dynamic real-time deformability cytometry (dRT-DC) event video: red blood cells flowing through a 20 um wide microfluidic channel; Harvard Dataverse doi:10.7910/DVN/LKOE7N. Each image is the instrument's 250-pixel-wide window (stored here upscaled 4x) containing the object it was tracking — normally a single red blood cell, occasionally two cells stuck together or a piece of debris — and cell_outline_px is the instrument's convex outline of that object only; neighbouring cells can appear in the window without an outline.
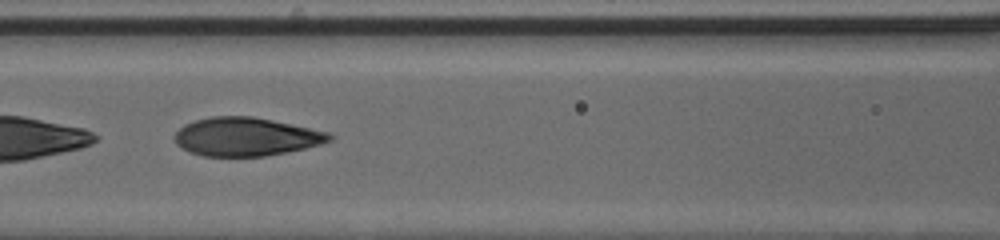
{"species": "human", "species_latin": "Homo sapiens", "temperature_condition": "cold", "stored_images_in_passage": 54, "segment_of_instrument_passage": [2, 2], "camera_frame_rate_fps": 3000, "um_per_image_px": 0.085, "donor": {"sex": "male"}, "frame": {"image": 1, "passage_image": 27, "time_ms": 8.667, "image_size_px": [1000, 240], "cell_outline_px": [[336, 136], [332, 140], [320, 144], [288, 152], [264, 156], [204, 156], [192, 152], [176, 144], [176, 132], [184, 124], [196, 120], [212, 116], [252, 116], [272, 120], [328, 132]], "centroid_in_image_um": [20.94, 11.62], "position_along_channel_um": 145.7, "area_um2": 34.39}}
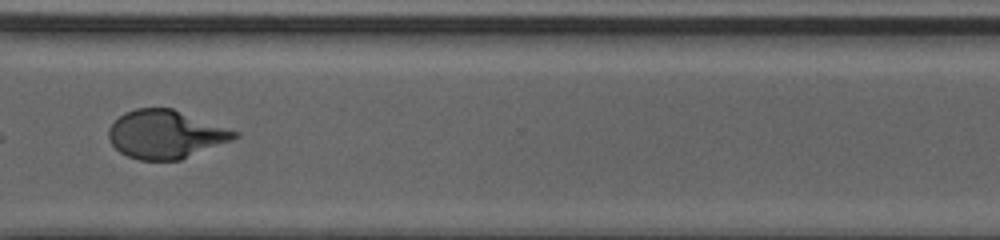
{"frame": {"image": 2, "passage_image": 43, "time_ms": 14.0, "image_size_px": [1000, 240], "cell_outline_px": [[240, 136], [232, 140], [180, 160], [140, 160], [128, 156], [120, 152], [112, 144], [108, 136], [108, 128], [124, 112], [136, 108], [172, 108], [240, 132]], "centroid_in_image_um": [14.08, 11.41], "position_along_channel_um": 356.5, "area_um2": 35.32}}